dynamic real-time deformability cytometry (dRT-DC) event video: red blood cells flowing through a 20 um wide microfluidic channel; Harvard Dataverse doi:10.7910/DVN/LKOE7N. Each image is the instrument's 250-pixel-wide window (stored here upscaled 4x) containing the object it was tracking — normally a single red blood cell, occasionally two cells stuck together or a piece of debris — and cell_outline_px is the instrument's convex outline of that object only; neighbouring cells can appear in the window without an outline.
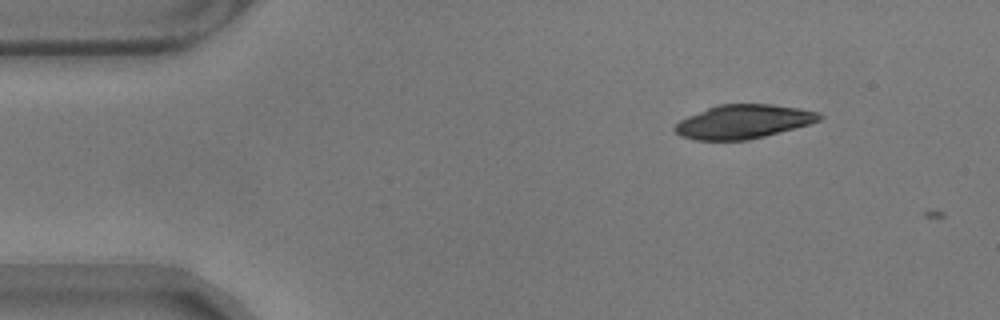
{"species": "common noctule bat (a hibernating species)", "species_latin": "Nyctalus noctula", "temperature_condition": "warm", "stored_images_in_passage": 2, "camera_frame_rate_fps": 3000, "um_per_image_px": 0.085, "animal": {"sex": "male", "body_mass_g": 17.9}, "frame": {"image": 1, "passage_image": 1, "time_ms": 0.0, "image_size_px": [1000, 320], "cell_outline_px": [[824, 116], [820, 120], [808, 124], [764, 136], [748, 140], [696, 140], [680, 136], [672, 128], [680, 120], [688, 116], [716, 104], [772, 104], [800, 108], [820, 112]], "centroid_in_image_um": [63.17, 10.33], "position_along_channel_um": 21.8, "area_um2": 28.5}}